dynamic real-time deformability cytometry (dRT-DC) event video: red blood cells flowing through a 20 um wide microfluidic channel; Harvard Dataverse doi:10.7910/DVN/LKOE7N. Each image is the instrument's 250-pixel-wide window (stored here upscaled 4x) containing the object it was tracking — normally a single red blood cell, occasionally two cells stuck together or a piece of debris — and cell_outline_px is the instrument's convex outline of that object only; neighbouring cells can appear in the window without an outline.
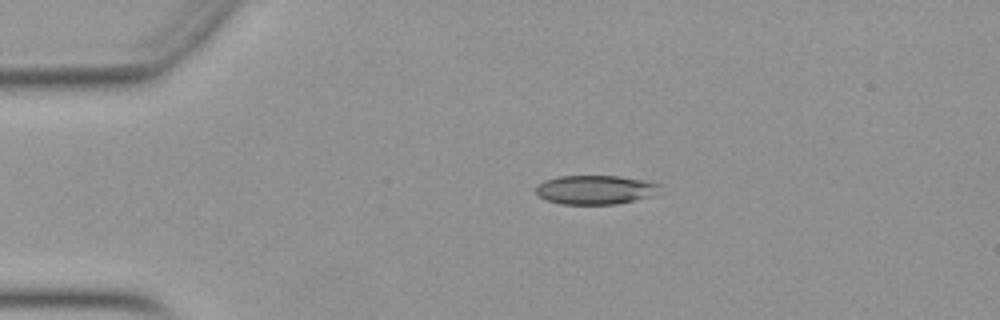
{"species": "Egyptian fruit bat (a non-hibernating species)", "species_latin": "Rousettus aegyptiacus", "temperature_condition": "warm", "stored_images_in_passage": 43, "camera_frame_rate_fps": 3000, "um_per_image_px": 0.085, "animal": {"sex": "female"}, "frame": {"image": 1, "passage_image": 2, "time_ms": 0.333, "image_size_px": [1000, 320], "cell_outline_px": [[660, 184], [652, 196], [636, 200], [616, 204], [560, 204], [548, 200], [540, 196], [536, 192], [536, 188], [544, 180], [560, 176], [620, 176], [644, 180]], "centroid_in_image_um": [50.59, 16.13], "position_along_channel_um": 34.4, "area_um2": 20.75}}
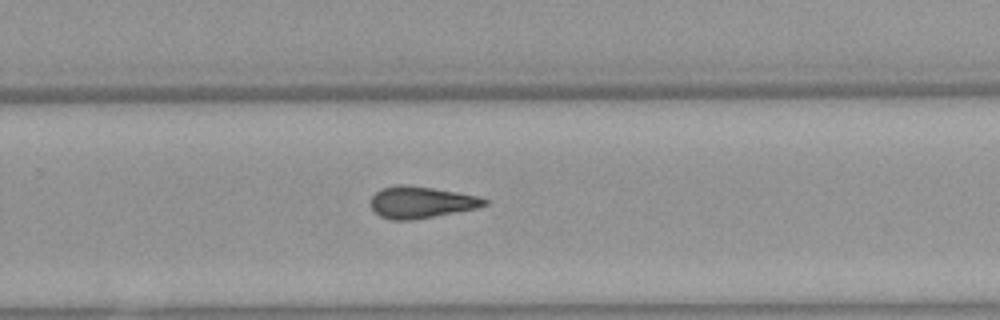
{"frame": {"image": 2, "passage_image": 25, "time_ms": 8.0, "image_size_px": [1000, 320], "cell_outline_px": [[488, 204], [476, 208], [412, 220], [392, 220], [380, 216], [372, 208], [372, 196], [380, 188], [396, 184], [400, 184], [432, 188], [480, 196], [488, 200]], "centroid_in_image_um": [35.79, 17.18], "position_along_channel_um": 294.0, "area_um2": 20.81}}
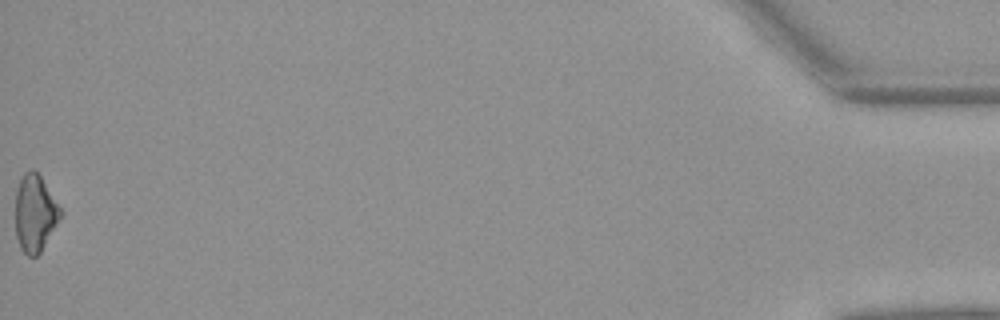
{"frame": {"image": 3, "passage_image": 43, "time_ms": 14.0, "image_size_px": [1000, 320], "cell_outline_px": [[60, 216], [56, 224], [40, 252], [36, 256], [28, 256], [20, 248], [16, 236], [16, 188], [24, 172], [32, 168], [40, 176], [60, 208]], "centroid_in_image_um": [2.93, 18.12], "position_along_channel_um": 432.3, "area_um2": 19.65}, "authors_computed_cell_mechanics": {"area_um2": 20.9236, "velocity_mm_per_s": 3.9753, "shape_relaxation_time_tau1_ms": null, "shape_relaxation_time_tau2_ms": 6.2462, "deformation_change_tau1": null, "deformation_change_tau2": 0.1631}}